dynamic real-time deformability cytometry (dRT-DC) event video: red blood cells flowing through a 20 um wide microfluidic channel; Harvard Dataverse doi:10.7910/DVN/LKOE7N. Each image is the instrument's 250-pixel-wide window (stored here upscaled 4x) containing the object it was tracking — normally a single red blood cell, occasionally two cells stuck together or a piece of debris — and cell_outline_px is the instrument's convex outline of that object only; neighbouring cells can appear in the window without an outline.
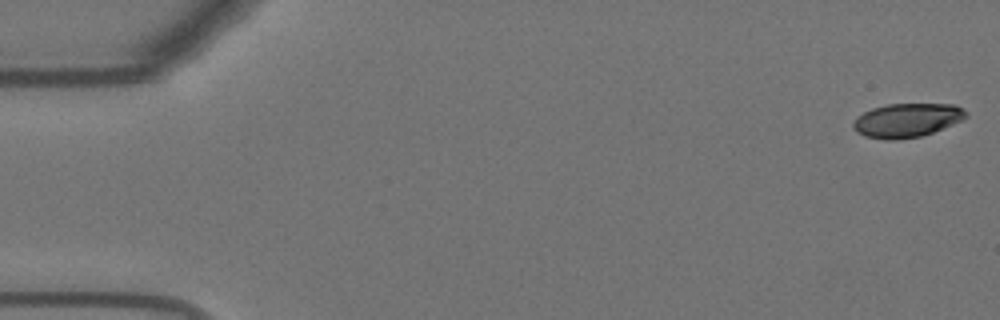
{"species": "Egyptian fruit bat (a non-hibernating species)", "species_latin": "Rousettus aegyptiacus", "temperature_condition": "warm", "stored_images_in_passage": 55, "camera_frame_rate_fps": 3000, "um_per_image_px": 0.085, "animal": {"sex": "female"}, "frame": {"image": 1, "passage_image": 1, "time_ms": 0.0, "image_size_px": [1000, 320], "cell_outline_px": [[968, 116], [952, 124], [932, 132], [920, 136], [896, 140], [888, 140], [864, 136], [856, 132], [852, 128], [852, 124], [856, 116], [872, 108], [888, 104], [956, 104], [964, 108], [968, 112]], "centroid_in_image_um": [77.06, 10.21], "position_along_channel_um": 7.9, "area_um2": 22.37}}
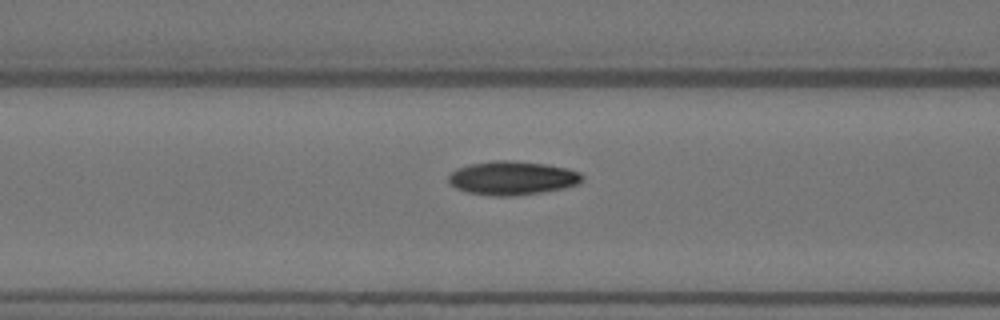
{"frame": {"image": 2, "passage_image": 22, "time_ms": 7.0, "image_size_px": [1000, 320], "cell_outline_px": [[584, 176], [576, 184], [564, 188], [540, 192], [512, 196], [492, 196], [468, 192], [456, 188], [448, 184], [448, 176], [456, 168], [468, 164], [492, 160], [508, 160], [548, 164], [568, 168], [580, 172]], "centroid_in_image_um": [43.5, 15.12], "position_along_channel_um": 123.1, "area_um2": 26.41}}
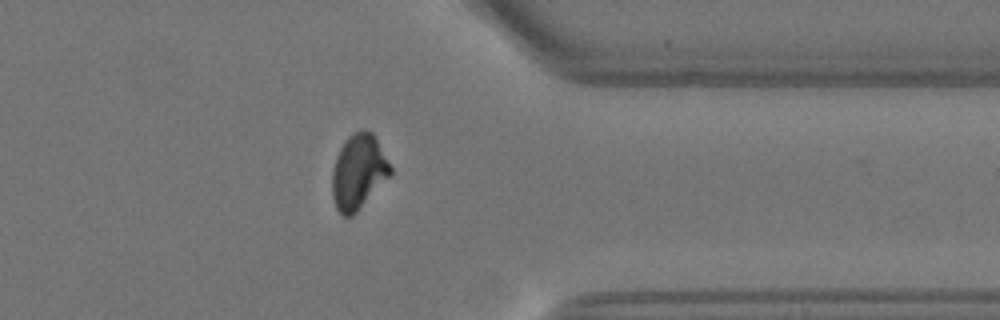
{"frame": {"image": 3, "passage_image": 44, "time_ms": 14.333, "image_size_px": [1000, 320], "cell_outline_px": [[392, 176], [352, 216], [344, 216], [336, 208], [332, 196], [332, 168], [336, 156], [344, 140], [352, 132], [360, 128], [364, 128], [372, 132], [392, 168]], "centroid_in_image_um": [30.47, 14.58], "position_along_channel_um": 380.9, "area_um2": 25.72}, "authors_computed_cell_mechanics": {"area_um2": 25.2008, "velocity_mm_per_s": 3.653, "shape_relaxation_time_tau1_ms": 4.9697, "shape_relaxation_time_tau2_ms": 2.3778, "deformation_change_tau1": 0.1775, "deformation_change_tau2": 0.0598}}